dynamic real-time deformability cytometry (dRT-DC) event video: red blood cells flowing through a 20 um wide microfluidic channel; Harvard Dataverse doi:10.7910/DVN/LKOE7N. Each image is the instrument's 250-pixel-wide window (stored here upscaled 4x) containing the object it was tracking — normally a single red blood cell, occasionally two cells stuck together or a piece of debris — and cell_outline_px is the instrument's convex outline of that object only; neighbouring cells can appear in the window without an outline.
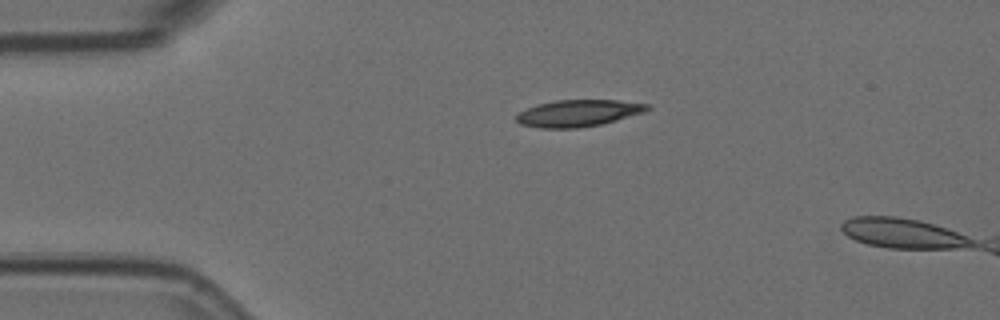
{"species": "Egyptian fruit bat (a non-hibernating species)", "species_latin": "Rousettus aegyptiacus", "temperature_condition": "room temperature", "stored_images_in_passage": 5, "camera_frame_rate_fps": 3000, "um_per_image_px": 0.085, "animal": {"sex": "female"}, "frame": {"image": 1, "passage_image": 1, "time_ms": 0.0, "image_size_px": [1000, 320], "cell_outline_px": [[652, 108], [644, 112], [616, 120], [600, 124], [576, 128], [540, 128], [520, 124], [516, 120], [516, 116], [520, 112], [536, 104], [556, 100], [616, 100], [648, 104]], "centroid_in_image_um": [49.14, 9.61], "position_along_channel_um": 35.9, "area_um2": 20.29}}
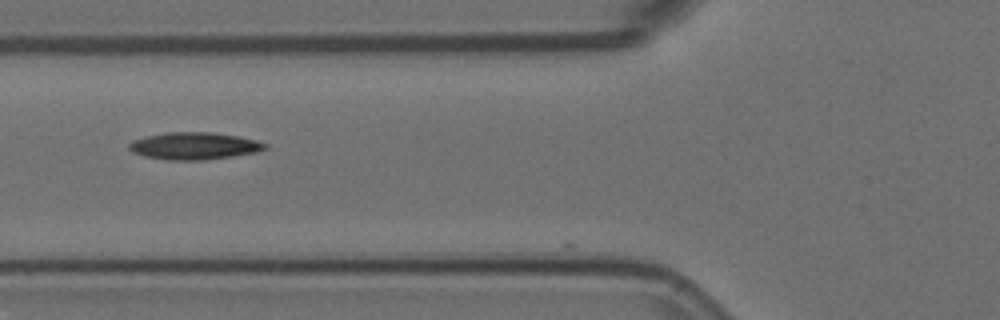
{"frame": {"image": 2, "passage_image": 3, "time_ms": 0.667, "image_size_px": [1000, 320], "cell_outline_px": [[268, 148], [256, 152], [232, 156], [204, 160], [168, 160], [144, 156], [132, 152], [128, 148], [128, 144], [132, 140], [144, 136], [168, 132], [212, 132], [240, 136], [256, 140], [268, 144]], "centroid_in_image_um": [16.5, 12.4], "position_along_channel_um": 109.3, "area_um2": 21.73}}
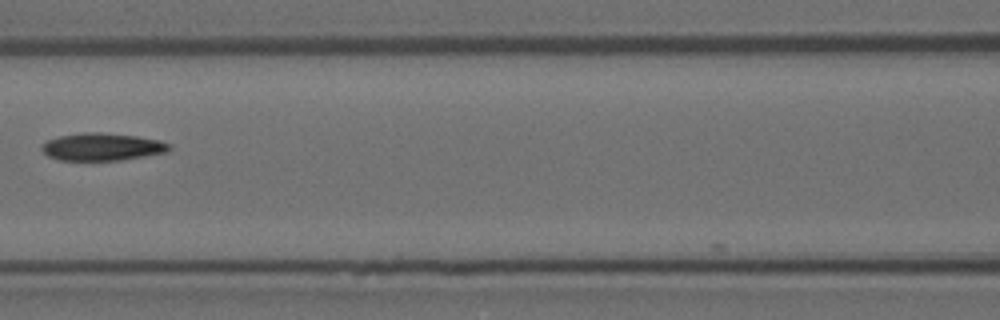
{"frame": {"image": 3, "passage_image": 4, "time_ms": 1.0, "image_size_px": [1000, 320], "cell_outline_px": [[172, 148], [168, 152], [120, 160], [56, 160], [48, 156], [40, 148], [40, 144], [48, 140], [60, 136], [84, 132], [100, 132], [136, 136], [160, 140], [172, 144]], "centroid_in_image_um": [8.69, 12.48], "position_along_channel_um": 157.9, "area_um2": 20.58}}